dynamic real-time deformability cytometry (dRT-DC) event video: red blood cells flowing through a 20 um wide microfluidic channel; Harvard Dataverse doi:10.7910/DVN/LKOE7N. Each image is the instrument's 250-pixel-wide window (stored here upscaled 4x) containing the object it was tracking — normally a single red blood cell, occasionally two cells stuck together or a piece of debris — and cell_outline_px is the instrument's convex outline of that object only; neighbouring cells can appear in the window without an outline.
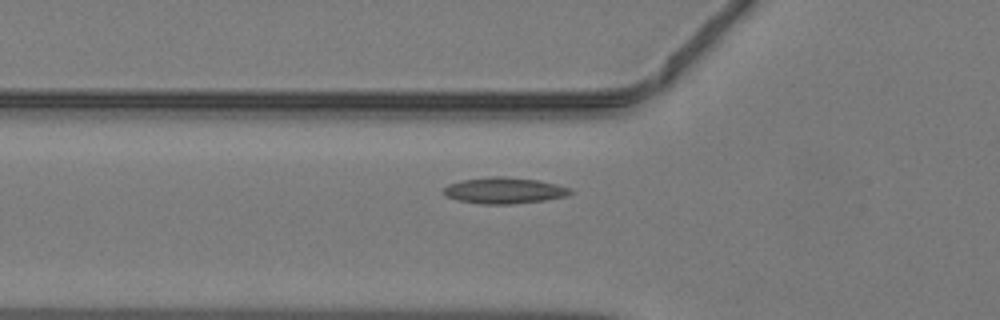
{"species": "common noctule bat (a hibernating species)", "species_latin": "Nyctalus noctula", "temperature_condition": "warm", "stored_images_in_passage": 31, "camera_frame_rate_fps": 3000, "um_per_image_px": 0.085, "animal": {"sex": "male", "body_mass_g": 19.2, "forearm_length_mm": 51.8}, "frame": {"image": 1, "passage_image": 5, "time_ms": 1.333, "image_size_px": [1000, 320], "cell_outline_px": [[572, 192], [564, 196], [544, 200], [512, 204], [480, 204], [456, 200], [448, 196], [444, 192], [444, 188], [448, 184], [460, 180], [496, 176], [504, 176], [536, 180], [556, 184], [568, 188]], "centroid_in_image_um": [42.81, 16.19], "position_along_channel_um": 83.0, "area_um2": 19.07}}
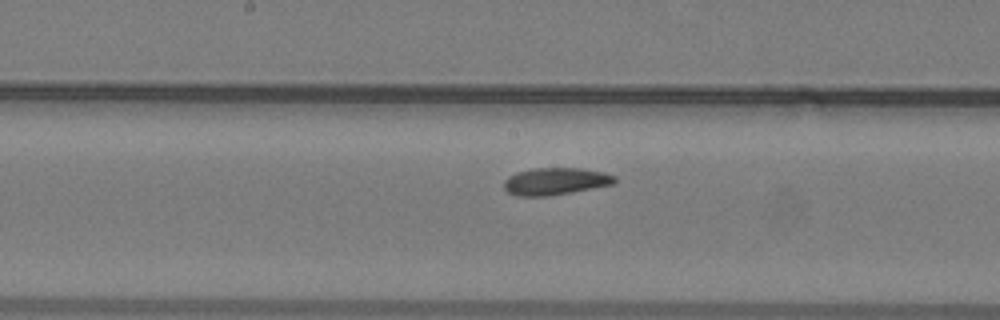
{"frame": {"image": 2, "passage_image": 13, "time_ms": 4.0, "image_size_px": [1000, 320], "cell_outline_px": [[616, 184], [572, 192], [548, 196], [516, 196], [508, 192], [504, 188], [504, 180], [508, 176], [516, 172], [532, 168], [580, 168], [604, 172], [616, 176]], "centroid_in_image_um": [47.22, 15.41], "position_along_channel_um": 201.0, "area_um2": 17.74}}
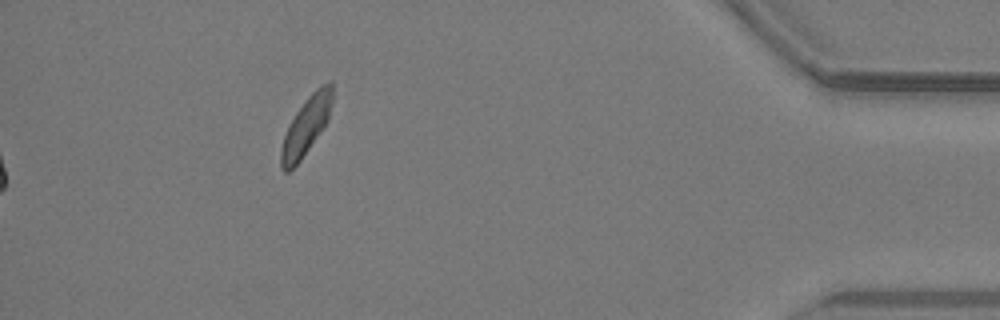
{"frame": {"image": 3, "passage_image": 31, "time_ms": 10.0, "image_size_px": [1000, 320], "cell_outline_px": [[332, 100], [328, 120], [300, 160], [288, 172], [284, 172], [280, 168], [280, 148], [288, 124], [304, 100], [320, 84], [328, 80], [332, 80]], "centroid_in_image_um": [26.0, 10.68], "position_along_channel_um": 409.2, "area_um2": 17.28}}